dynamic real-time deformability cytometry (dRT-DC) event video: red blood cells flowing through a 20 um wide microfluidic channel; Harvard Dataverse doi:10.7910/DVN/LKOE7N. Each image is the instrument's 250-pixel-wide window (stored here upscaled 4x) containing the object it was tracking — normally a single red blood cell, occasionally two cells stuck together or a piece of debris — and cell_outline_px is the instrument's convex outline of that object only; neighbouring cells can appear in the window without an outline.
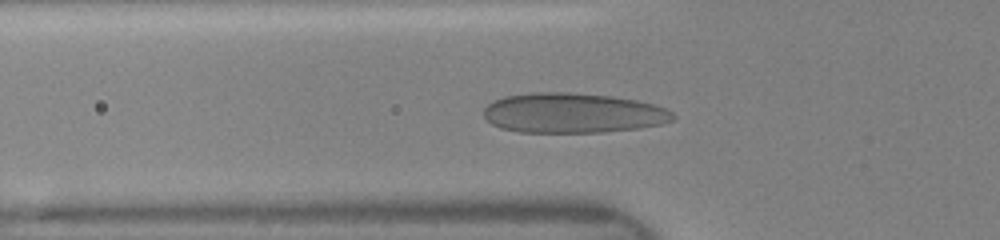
{"species": "human", "species_latin": "Homo sapiens", "temperature_condition": "room temperature", "stored_images_in_passage": 17, "camera_frame_rate_fps": 3000, "um_per_image_px": 0.085, "donor": {"sex": "female"}, "frame": {"image": 1, "passage_image": 17, "time_ms": 5.0, "image_size_px": [1000, 240], "cell_outline_px": [[676, 116], [672, 120], [664, 124], [636, 128], [604, 132], [520, 132], [500, 128], [492, 124], [484, 116], [484, 108], [488, 104], [504, 96], [536, 92], [568, 92], [612, 96], [636, 100], [652, 104], [664, 108], [672, 112]], "centroid_in_image_um": [48.69, 9.61], "position_along_channel_um": 77.1, "area_um2": 43.99}}